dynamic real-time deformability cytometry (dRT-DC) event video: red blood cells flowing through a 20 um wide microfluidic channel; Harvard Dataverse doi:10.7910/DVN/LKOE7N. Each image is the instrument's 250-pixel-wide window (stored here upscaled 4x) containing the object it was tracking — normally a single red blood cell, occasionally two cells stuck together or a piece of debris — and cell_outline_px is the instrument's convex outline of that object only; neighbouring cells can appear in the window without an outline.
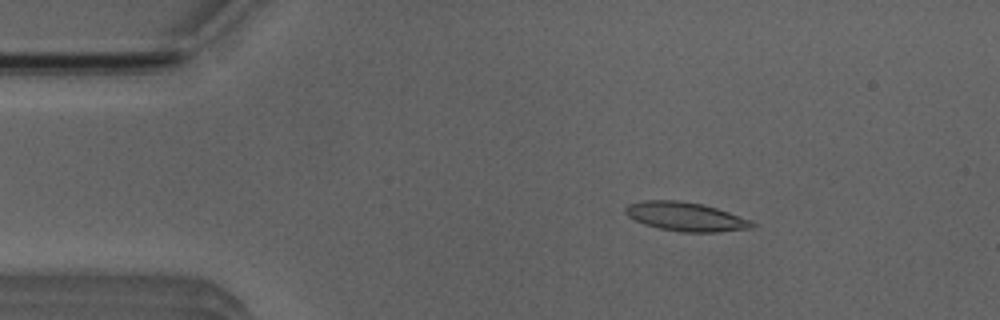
{"species": "Egyptian fruit bat (a non-hibernating species)", "species_latin": "Rousettus aegyptiacus", "temperature_condition": "room temperature", "stored_images_in_passage": 5, "segment_of_instrument_passage": [1, 2], "camera_frame_rate_fps": 3000, "um_per_image_px": 0.085, "animal": {"sex": "male"}, "frame": {"image": 1, "passage_image": 3, "time_ms": 2.333, "image_size_px": [1000, 320], "cell_outline_px": [[756, 224], [752, 228], [720, 232], [680, 232], [660, 228], [644, 224], [628, 216], [624, 212], [624, 208], [628, 204], [640, 200], [680, 200], [700, 204], [716, 208], [752, 220]], "centroid_in_image_um": [58.27, 18.41], "position_along_channel_um": 26.7, "area_um2": 21.39}}